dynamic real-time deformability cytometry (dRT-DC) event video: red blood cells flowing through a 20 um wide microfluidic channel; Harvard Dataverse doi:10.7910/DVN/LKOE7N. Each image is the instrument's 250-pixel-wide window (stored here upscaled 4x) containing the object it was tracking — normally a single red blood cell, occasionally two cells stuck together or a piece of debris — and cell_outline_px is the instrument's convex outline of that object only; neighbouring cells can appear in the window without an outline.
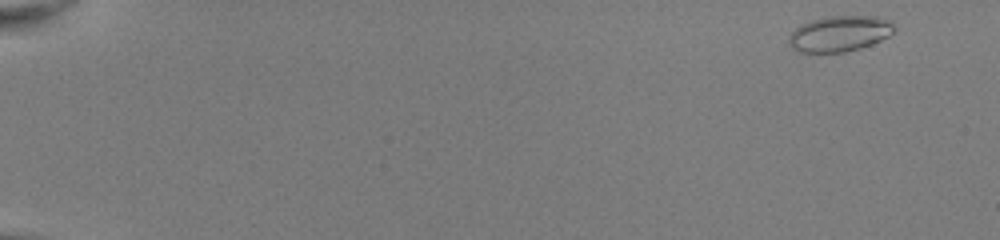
{"species": "common noctule bat (a hibernating species)", "species_latin": "Nyctalus noctula", "temperature_condition": "room temperature", "stored_images_in_passage": 50, "camera_frame_rate_fps": 3000, "um_per_image_px": 0.085, "animal": {"sex": "female", "body_mass_g": 22.0, "forearm_length_mm": 56.7}, "frame": {"image": 1, "passage_image": 1, "time_ms": 0.0, "image_size_px": [1000, 240], "cell_outline_px": [[896, 28], [888, 36], [872, 44], [860, 48], [844, 52], [800, 52], [792, 48], [788, 44], [788, 40], [792, 32], [800, 24], [812, 20], [828, 16], [876, 16], [892, 20]], "centroid_in_image_um": [71.38, 2.85], "position_along_channel_um": 13.6, "area_um2": 22.02}}
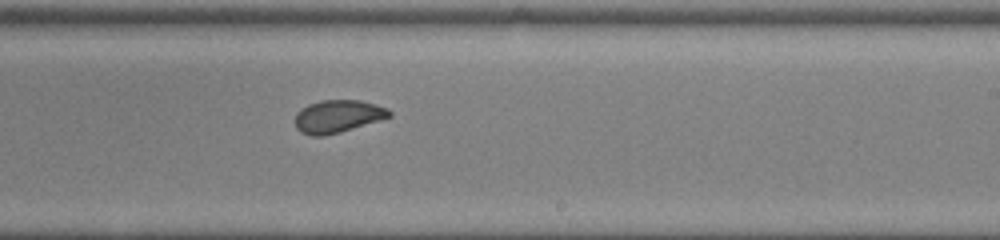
{"frame": {"image": 2, "passage_image": 32, "time_ms": 10.333, "image_size_px": [1000, 240], "cell_outline_px": [[392, 116], [340, 132], [320, 136], [312, 136], [300, 132], [296, 128], [296, 112], [300, 108], [308, 104], [320, 100], [360, 100], [388, 108], [392, 112]], "centroid_in_image_um": [28.69, 9.88], "position_along_channel_um": 260.3, "area_um2": 17.92}}
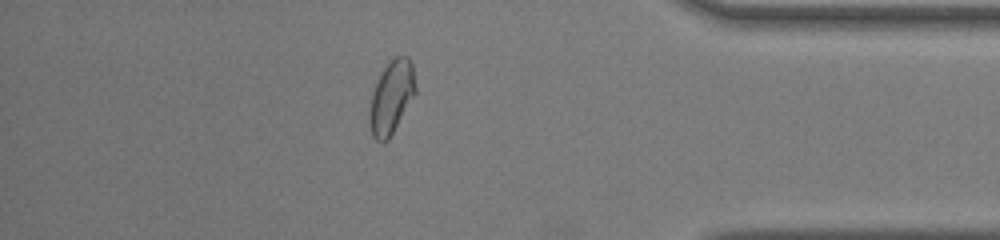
{"frame": {"image": 3, "passage_image": 44, "time_ms": 14.333, "image_size_px": [1000, 240], "cell_outline_px": [[416, 92], [388, 140], [376, 140], [372, 136], [372, 92], [384, 68], [396, 56], [408, 56], [412, 64], [416, 88]], "centroid_in_image_um": [33.33, 8.21], "position_along_channel_um": 401.9, "area_um2": 18.5}, "authors_computed_cell_mechanics": {"area_um2": 19.3341, "velocity_mm_per_s": 4.0512, "shape_relaxation_time_tau1_ms": 4.901, "shape_relaxation_time_tau2_ms": 0.8365, "deformation_change_tau1": 0.1127, "deformation_change_tau2": 0.0491}}